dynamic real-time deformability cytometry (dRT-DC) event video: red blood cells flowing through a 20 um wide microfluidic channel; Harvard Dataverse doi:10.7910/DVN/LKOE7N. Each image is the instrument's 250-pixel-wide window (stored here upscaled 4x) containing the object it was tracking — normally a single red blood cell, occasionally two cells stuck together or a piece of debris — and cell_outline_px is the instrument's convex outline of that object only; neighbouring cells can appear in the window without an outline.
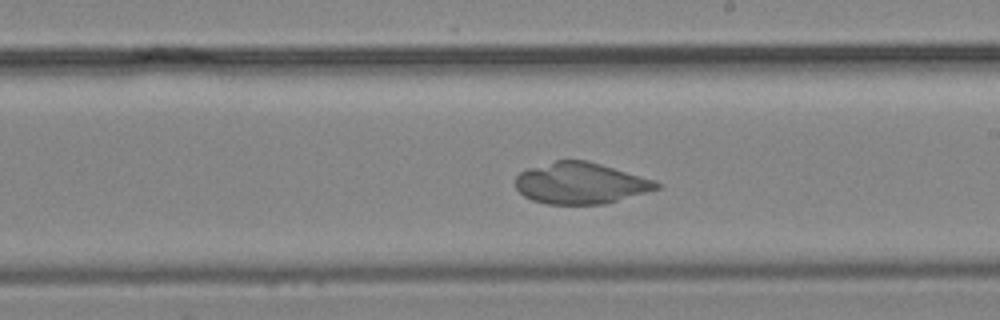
{"species": "common noctule bat (a hibernating species)", "species_latin": "Nyctalus noctula", "temperature_condition": "cold", "stored_images_in_passage": 48, "camera_frame_rate_fps": 3000, "um_per_image_px": 0.085, "animal": {"sex": "male", "body_mass_g": 19.2, "forearm_length_mm": 51.8}, "frame": {"image": 1, "passage_image": 27, "time_ms": 8.667, "image_size_px": [1000, 320], "cell_outline_px": [[664, 184], [660, 188], [604, 204], [548, 204], [532, 200], [524, 196], [516, 188], [516, 176], [520, 172], [528, 168], [556, 160], [588, 160], [656, 180]], "centroid_in_image_um": [49.37, 15.56], "position_along_channel_um": 239.6, "area_um2": 34.04}}